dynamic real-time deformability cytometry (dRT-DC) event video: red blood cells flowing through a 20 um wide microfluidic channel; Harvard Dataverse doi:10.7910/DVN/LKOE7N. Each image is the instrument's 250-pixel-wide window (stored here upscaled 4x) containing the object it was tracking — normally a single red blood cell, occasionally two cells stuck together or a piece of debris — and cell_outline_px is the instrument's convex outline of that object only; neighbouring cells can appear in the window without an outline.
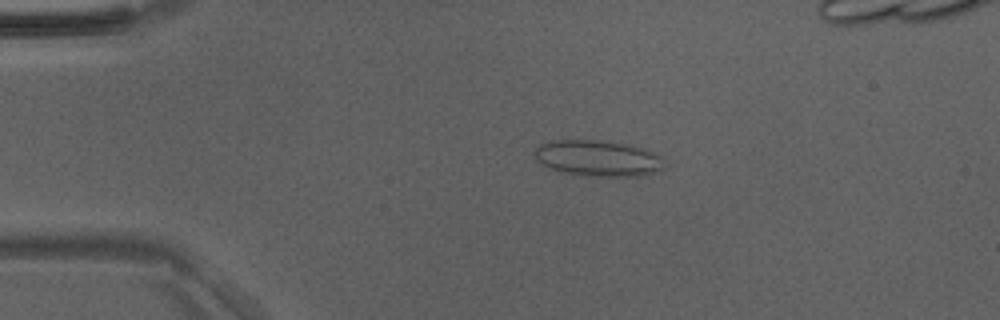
{"species": "Egyptian fruit bat (a non-hibernating species)", "species_latin": "Rousettus aegyptiacus", "temperature_condition": "room temperature", "stored_images_in_passage": 43, "camera_frame_rate_fps": 3000, "um_per_image_px": 0.085, "animal": {"sex": "male"}, "frame": {"image": 1, "passage_image": 4, "time_ms": 1.0, "image_size_px": [1000, 320], "cell_outline_px": [[664, 168], [640, 176], [588, 176], [548, 168], [536, 160], [536, 148], [540, 144], [552, 140], [600, 140], [628, 144], [644, 148], [664, 156]], "centroid_in_image_um": [50.87, 13.44], "position_along_channel_um": 34.1, "area_um2": 27.22}}
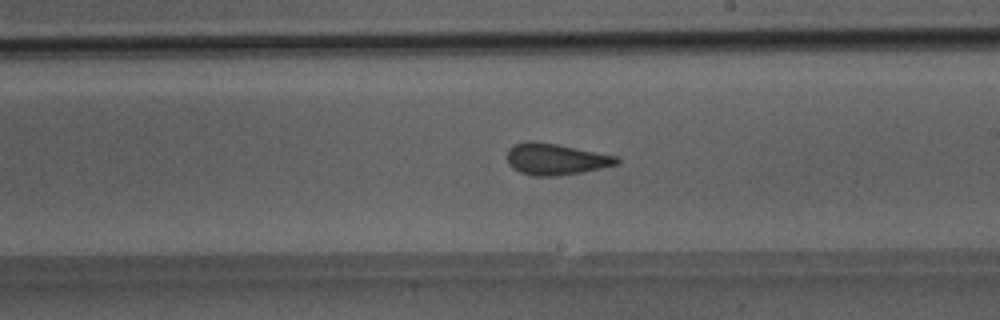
{"frame": {"image": 2, "passage_image": 22, "time_ms": 7.0, "image_size_px": [1000, 320], "cell_outline_px": [[620, 164], [580, 172], [556, 176], [532, 176], [520, 172], [512, 168], [508, 164], [508, 148], [516, 144], [528, 140], [532, 140], [556, 144], [616, 156], [620, 160]], "centroid_in_image_um": [47.2, 13.53], "position_along_channel_um": 241.8, "area_um2": 19.94}}
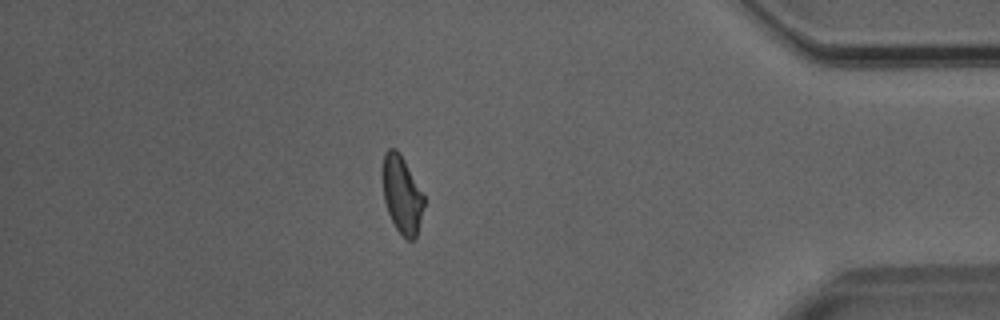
{"frame": {"image": 3, "passage_image": 36, "time_ms": 11.667, "image_size_px": [1000, 320], "cell_outline_px": [[424, 204], [416, 236], [412, 240], [408, 240], [396, 228], [388, 212], [384, 200], [384, 152], [388, 148], [396, 148], [400, 152], [424, 196]], "centroid_in_image_um": [34.17, 16.52], "position_along_channel_um": 401.0, "area_um2": 18.09}}